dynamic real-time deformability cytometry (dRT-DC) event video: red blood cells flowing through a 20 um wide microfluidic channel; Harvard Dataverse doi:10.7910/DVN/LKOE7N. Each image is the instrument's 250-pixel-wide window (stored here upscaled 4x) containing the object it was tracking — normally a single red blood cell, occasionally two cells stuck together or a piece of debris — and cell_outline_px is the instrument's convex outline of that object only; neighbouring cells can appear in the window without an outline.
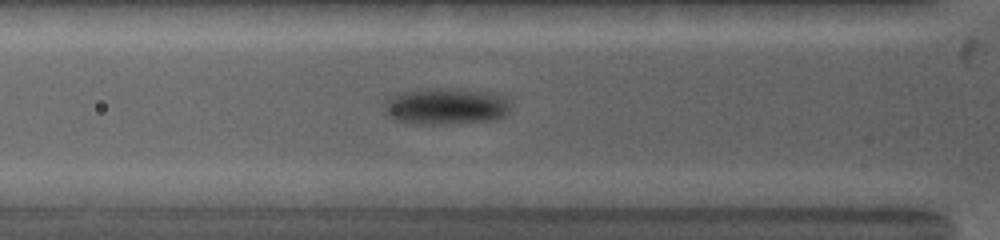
{"species": "common noctule bat (a hibernating species)", "species_latin": "Nyctalus noctula", "temperature_condition": "warm", "stored_images_in_passage": 21, "camera_frame_rate_fps": 5000, "um_per_image_px": 0.085, "animal": {"sex": "female", "body_mass_g": 19.0, "forearm_length_mm": 53.3}, "frame": {"image": 1, "passage_image": 12, "time_ms": 3.6, "image_size_px": [1000, 240], "cell_outline_px": [[508, 112], [504, 116], [488, 120], [448, 124], [424, 124], [392, 120], [384, 112], [384, 104], [392, 96], [400, 92], [424, 88], [460, 88], [496, 92], [504, 96], [508, 100]], "centroid_in_image_um": [37.89, 9.01], "position_along_channel_um": 87.9, "area_um2": 27.22}}
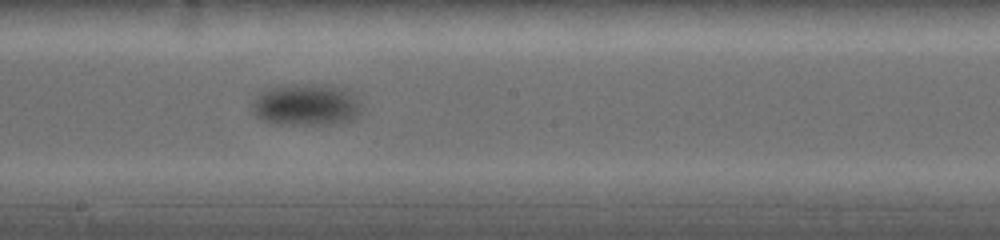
{"frame": {"image": 2, "passage_image": 21, "time_ms": 7.2, "image_size_px": [1000, 240], "cell_outline_px": [[360, 112], [352, 120], [328, 124], [280, 124], [264, 120], [256, 116], [252, 112], [252, 100], [264, 88], [276, 84], [328, 84], [344, 88], [360, 104]], "centroid_in_image_um": [25.94, 8.87], "position_along_channel_um": 222.3, "area_um2": 26.88}}